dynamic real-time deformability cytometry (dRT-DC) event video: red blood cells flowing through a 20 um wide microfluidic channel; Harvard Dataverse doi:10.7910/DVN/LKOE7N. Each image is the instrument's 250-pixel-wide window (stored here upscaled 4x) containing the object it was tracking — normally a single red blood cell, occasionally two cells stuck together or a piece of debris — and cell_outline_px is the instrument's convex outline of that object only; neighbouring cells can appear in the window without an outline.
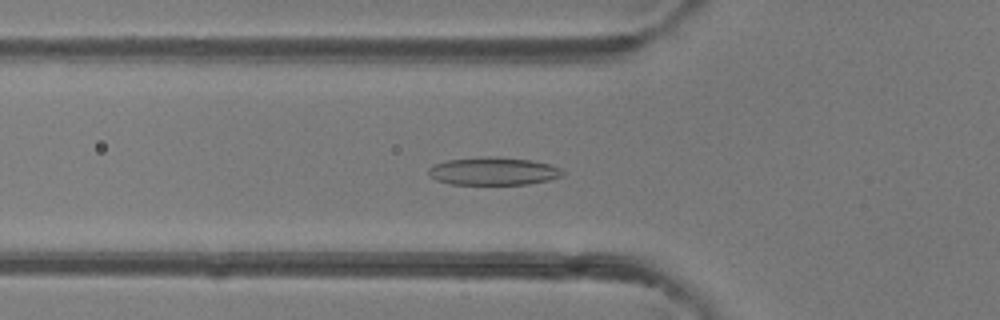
{"species": "common noctule bat (a hibernating species)", "species_latin": "Nyctalus noctula", "temperature_condition": "room temperature", "stored_images_in_passage": 48, "camera_frame_rate_fps": 3000, "um_per_image_px": 0.085, "animal": {"sex": "female"}, "frame": {"image": 1, "passage_image": 16, "time_ms": 5.0, "image_size_px": [1000, 320], "cell_outline_px": [[564, 172], [560, 176], [548, 180], [528, 184], [452, 184], [436, 180], [428, 172], [428, 168], [436, 164], [448, 160], [480, 156], [496, 156], [532, 160], [548, 164], [560, 168]], "centroid_in_image_um": [41.93, 14.54], "position_along_channel_um": 83.9, "area_um2": 21.68}}
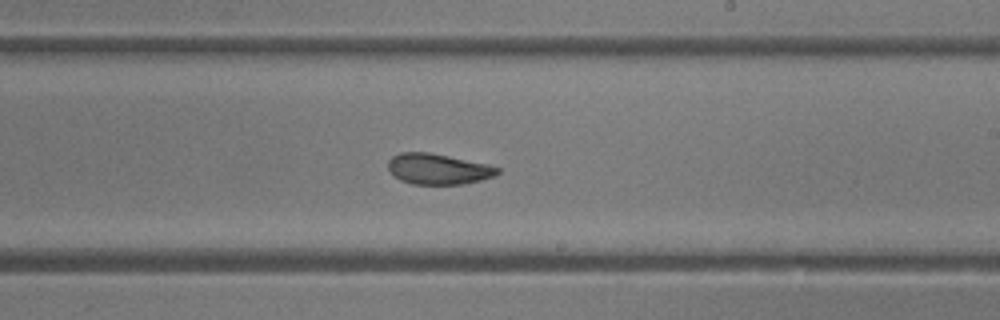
{"frame": {"image": 2, "passage_image": 28, "time_ms": 9.0, "image_size_px": [1000, 320], "cell_outline_px": [[500, 172], [496, 176], [464, 184], [412, 184], [400, 180], [388, 168], [388, 160], [392, 156], [400, 152], [428, 152], [448, 156], [484, 164], [500, 168]], "centroid_in_image_um": [37.23, 14.37], "position_along_channel_um": 251.8, "area_um2": 19.36}}
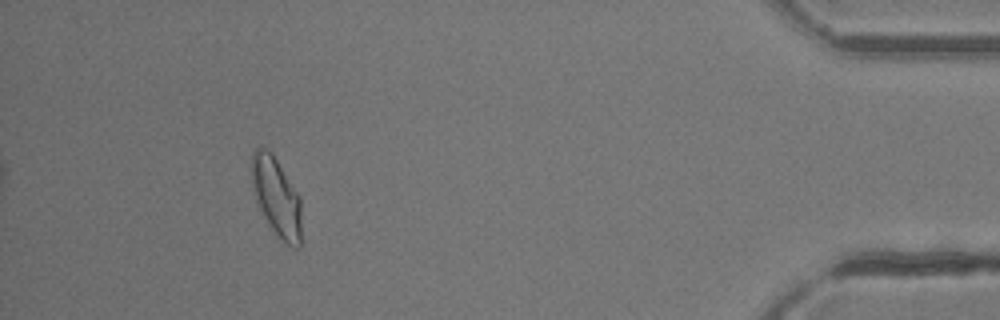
{"frame": {"image": 3, "passage_image": 44, "time_ms": 14.333, "image_size_px": [1000, 320], "cell_outline_px": [[300, 248], [292, 248], [280, 240], [276, 236], [260, 212], [252, 188], [252, 152], [260, 144], [272, 152], [300, 196]], "centroid_in_image_um": [23.48, 16.74], "position_along_channel_um": 411.7, "area_um2": 23.24}, "authors_computed_cell_mechanics": {"area_um2": 21.4149, "velocity_mm_per_s": 4.1855, "shape_relaxation_time_tau1_ms": null, "shape_relaxation_time_tau2_ms": 2.1166, "deformation_change_tau1": null, "deformation_change_tau2": 0.077}}